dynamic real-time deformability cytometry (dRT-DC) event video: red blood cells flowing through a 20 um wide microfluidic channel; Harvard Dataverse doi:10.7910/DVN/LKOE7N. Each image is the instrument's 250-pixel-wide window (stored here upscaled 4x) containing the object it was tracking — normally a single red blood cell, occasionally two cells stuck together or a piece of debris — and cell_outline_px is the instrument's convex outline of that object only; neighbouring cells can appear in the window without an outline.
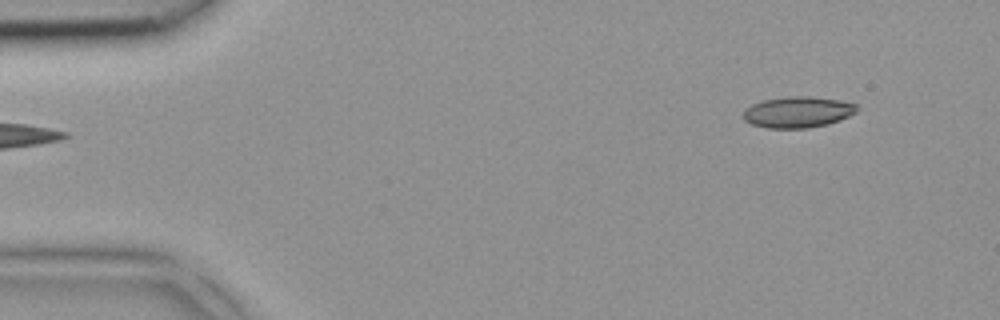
{"species": "common noctule bat (a hibernating species)", "species_latin": "Nyctalus noctula", "temperature_condition": "room temperature", "stored_images_in_passage": 3, "segment_of_instrument_passage": [2, 2], "camera_frame_rate_fps": 3000, "um_per_image_px": 0.085, "animal": {"sex": "female", "body_mass_g": 18.4}, "frame": {"image": 1, "passage_image": 3, "time_ms": 0.667, "image_size_px": [1000, 320], "cell_outline_px": [[856, 112], [840, 120], [828, 124], [808, 128], [768, 128], [752, 124], [744, 120], [744, 112], [752, 104], [764, 100], [788, 96], [812, 96], [840, 100], [856, 104]], "centroid_in_image_um": [67.83, 9.52], "position_along_channel_um": 17.2, "area_um2": 20.46}}